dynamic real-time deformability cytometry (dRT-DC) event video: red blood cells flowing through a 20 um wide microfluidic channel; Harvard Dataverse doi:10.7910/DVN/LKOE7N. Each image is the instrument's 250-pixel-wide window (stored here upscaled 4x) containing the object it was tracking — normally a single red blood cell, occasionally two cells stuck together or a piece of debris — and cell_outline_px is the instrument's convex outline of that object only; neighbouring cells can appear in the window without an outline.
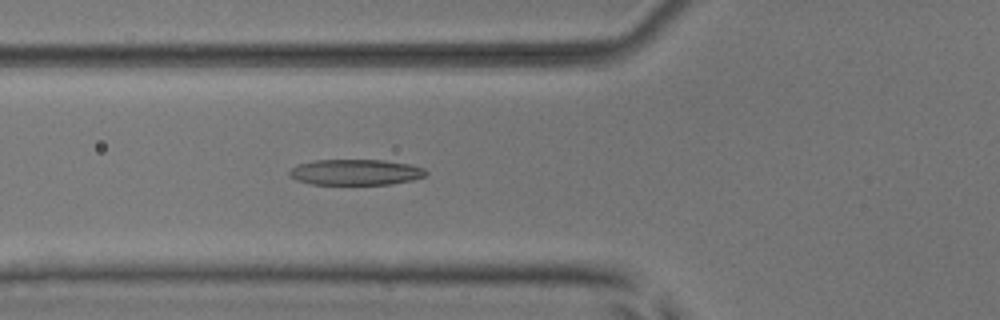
{"species": "common noctule bat (a hibernating species)", "species_latin": "Nyctalus noctula", "temperature_condition": "room temperature", "stored_images_in_passage": 53, "camera_frame_rate_fps": 3000, "um_per_image_px": 0.085, "animal": {"sex": "male", "body_mass_g": 17.9, "forearm_length_mm": 54.2}, "frame": {"image": 1, "passage_image": 20, "time_ms": 6.333, "image_size_px": [1000, 320], "cell_outline_px": [[428, 172], [424, 176], [412, 180], [388, 184], [312, 184], [296, 180], [288, 176], [288, 172], [292, 168], [300, 164], [316, 160], [384, 160], [408, 164], [424, 168]], "centroid_in_image_um": [30.21, 14.63], "position_along_channel_um": 95.6, "area_um2": 20.35}}
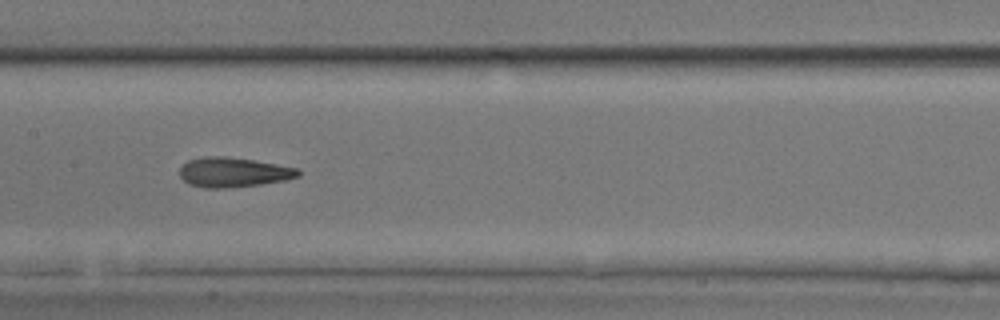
{"frame": {"image": 2, "passage_image": 27, "time_ms": 8.667, "image_size_px": [1000, 320], "cell_outline_px": [[300, 176], [284, 180], [260, 184], [228, 188], [204, 188], [188, 184], [180, 176], [180, 168], [188, 160], [204, 156], [224, 156], [252, 160], [300, 168]], "centroid_in_image_um": [19.83, 14.64], "position_along_channel_um": 187.6, "area_um2": 20.52}}
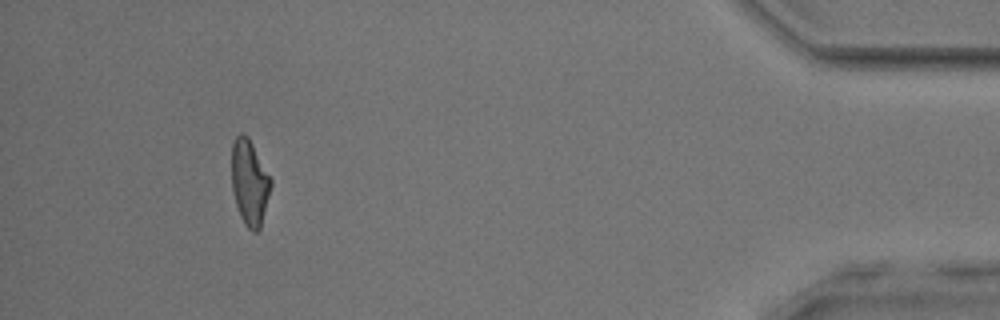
{"frame": {"image": 3, "passage_image": 49, "time_ms": 16.0, "image_size_px": [1000, 320], "cell_outline_px": [[272, 184], [260, 228], [256, 232], [252, 232], [244, 224], [240, 216], [236, 204], [232, 188], [232, 144], [236, 136], [240, 132], [244, 132], [248, 136], [272, 180]], "centroid_in_image_um": [21.21, 15.5], "position_along_channel_um": 414.0, "area_um2": 19.48}, "authors_computed_cell_mechanics": {"area_um2": 20.4034, "velocity_mm_per_s": 3.929, "shape_relaxation_time_tau1_ms": 4.2652, "shape_relaxation_time_tau2_ms": 2.5111, "deformation_change_tau1": 0.1764, "deformation_change_tau2": 0.132}}